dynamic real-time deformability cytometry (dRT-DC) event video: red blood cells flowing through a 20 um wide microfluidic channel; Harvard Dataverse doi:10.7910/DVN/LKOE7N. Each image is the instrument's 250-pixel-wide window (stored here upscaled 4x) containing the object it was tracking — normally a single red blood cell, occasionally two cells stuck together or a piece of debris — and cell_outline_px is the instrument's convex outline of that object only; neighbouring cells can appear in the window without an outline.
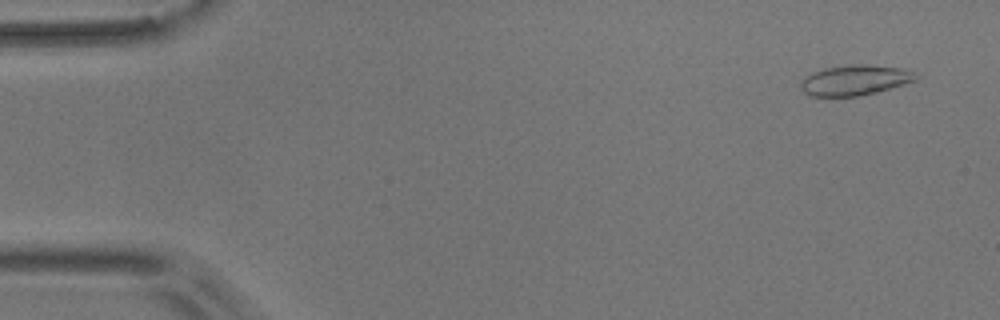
{"species": "common noctule bat (a hibernating species)", "species_latin": "Nyctalus noctula", "temperature_condition": "room temperature", "stored_images_in_passage": 53, "camera_frame_rate_fps": 3000, "um_per_image_px": 0.085, "animal": {"sex": "male", "body_mass_g": 17.9}, "frame": {"image": 1, "passage_image": 1, "time_ms": 0.0, "image_size_px": [1000, 320], "cell_outline_px": [[916, 80], [904, 84], [876, 92], [860, 96], [808, 96], [800, 88], [800, 84], [812, 72], [824, 68], [856, 64], [864, 64], [900, 68], [912, 72], [916, 76]], "centroid_in_image_um": [72.63, 6.82], "position_along_channel_um": 12.4, "area_um2": 20.0}}
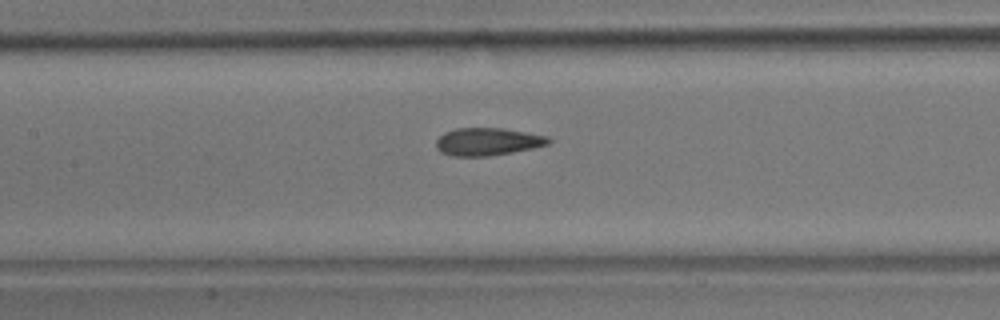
{"frame": {"image": 2, "passage_image": 23, "time_ms": 7.333, "image_size_px": [1000, 320], "cell_outline_px": [[552, 140], [548, 144], [532, 148], [512, 152], [488, 156], [452, 156], [440, 152], [436, 148], [436, 140], [444, 132], [456, 128], [504, 128], [548, 136]], "centroid_in_image_um": [41.43, 12.04], "position_along_channel_um": 166.0, "area_um2": 18.15}}
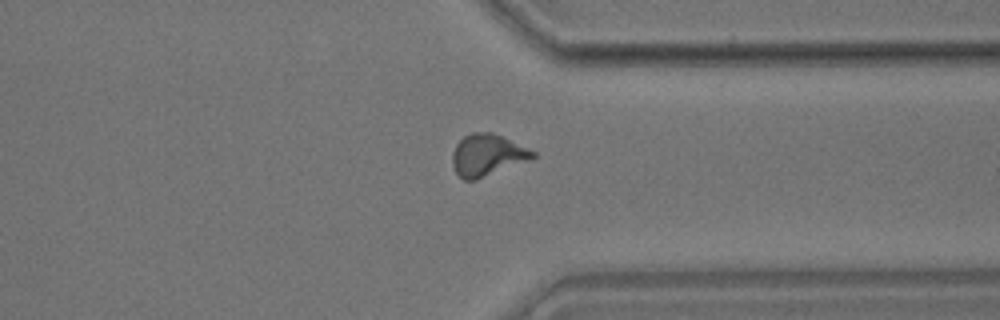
{"frame": {"image": 3, "passage_image": 40, "time_ms": 13.0, "image_size_px": [1000, 320], "cell_outline_px": [[536, 156], [528, 160], [476, 180], [464, 180], [456, 172], [452, 164], [452, 152], [456, 144], [464, 136], [472, 132], [492, 132], [528, 148], [536, 152]], "centroid_in_image_um": [41.39, 13.18], "position_along_channel_um": 370.0, "area_um2": 19.36}, "authors_computed_cell_mechanics": {"area_um2": 18.785, "velocity_mm_per_s": 3.634, "shape_relaxation_time_tau1_ms": 6.742, "shape_relaxation_time_tau2_ms": 1.75, "deformation_change_tau1": 0.1722, "deformation_change_tau2": 0.0922}}